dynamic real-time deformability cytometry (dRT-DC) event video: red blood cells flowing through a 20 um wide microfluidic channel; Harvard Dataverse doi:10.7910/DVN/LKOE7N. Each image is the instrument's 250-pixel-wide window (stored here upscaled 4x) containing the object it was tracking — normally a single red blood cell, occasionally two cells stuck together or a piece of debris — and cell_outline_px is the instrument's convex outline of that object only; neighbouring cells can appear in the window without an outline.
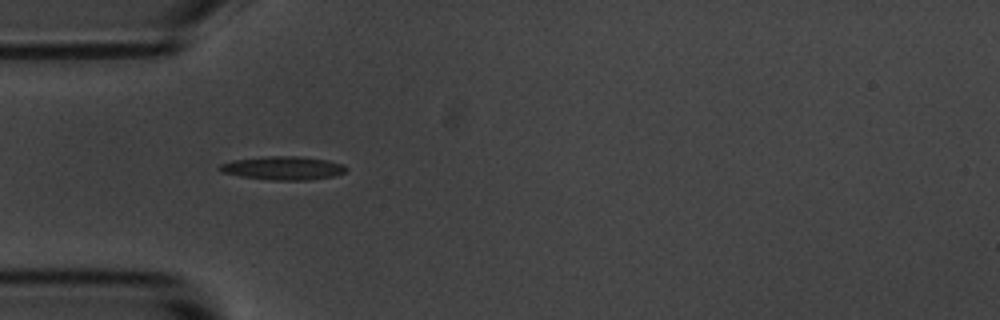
{"species": "common noctule bat (a hibernating species)", "species_latin": "Nyctalus noctula", "temperature_condition": "room temperature", "stored_images_in_passage": 2, "camera_frame_rate_fps": 3000, "um_per_image_px": 0.085, "animal": {"sex": "male", "body_mass_g": 20.1, "forearm_length_mm": 53.5}, "frame": {"image": 1, "passage_image": 1, "time_ms": 0.0, "image_size_px": [1000, 320], "cell_outline_px": [[348, 168], [344, 172], [336, 176], [308, 180], [272, 180], [240, 176], [220, 172], [216, 168], [220, 164], [232, 160], [268, 156], [300, 156], [324, 160], [344, 164]], "centroid_in_image_um": [24.04, 14.29], "position_along_channel_um": 61.0, "area_um2": 17.4}}